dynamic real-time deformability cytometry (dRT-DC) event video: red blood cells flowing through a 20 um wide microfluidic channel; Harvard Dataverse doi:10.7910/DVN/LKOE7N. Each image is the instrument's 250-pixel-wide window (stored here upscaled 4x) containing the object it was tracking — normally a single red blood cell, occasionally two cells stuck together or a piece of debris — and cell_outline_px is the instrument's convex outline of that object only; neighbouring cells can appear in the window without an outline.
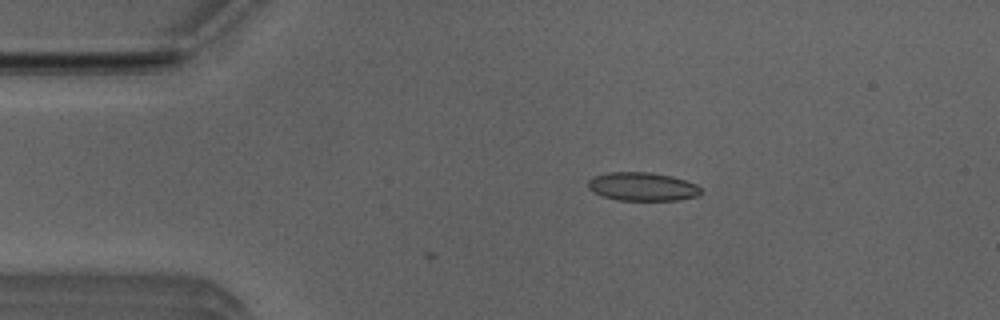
{"species": "Egyptian fruit bat (a non-hibernating species)", "species_latin": "Rousettus aegyptiacus", "temperature_condition": "room temperature", "stored_images_in_passage": 5, "camera_frame_rate_fps": 3000, "um_per_image_px": 0.085, "animal": {"sex": "male"}, "frame": {"image": 1, "passage_image": 3, "time_ms": 0.667, "image_size_px": [1000, 320], "cell_outline_px": [[700, 192], [696, 196], [680, 200], [616, 200], [604, 196], [588, 188], [588, 180], [592, 176], [608, 172], [648, 172], [672, 176], [696, 184], [700, 188]], "centroid_in_image_um": [54.58, 15.85], "position_along_channel_um": 30.4, "area_um2": 18.61}}
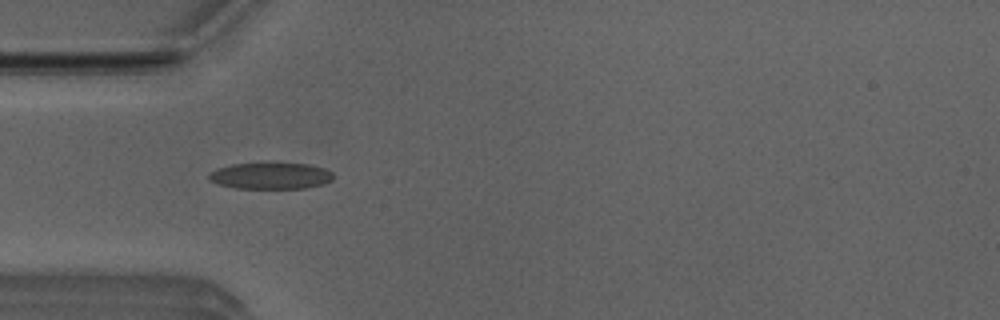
{"frame": {"image": 2, "passage_image": 4, "time_ms": 1.0, "image_size_px": [1000, 320], "cell_outline_px": [[332, 180], [324, 184], [304, 188], [236, 188], [216, 184], [208, 180], [208, 172], [216, 168], [232, 164], [268, 160], [308, 164], [324, 168], [332, 172]], "centroid_in_image_um": [22.95, 14.89], "position_along_channel_um": 62.1, "area_um2": 20.17}}